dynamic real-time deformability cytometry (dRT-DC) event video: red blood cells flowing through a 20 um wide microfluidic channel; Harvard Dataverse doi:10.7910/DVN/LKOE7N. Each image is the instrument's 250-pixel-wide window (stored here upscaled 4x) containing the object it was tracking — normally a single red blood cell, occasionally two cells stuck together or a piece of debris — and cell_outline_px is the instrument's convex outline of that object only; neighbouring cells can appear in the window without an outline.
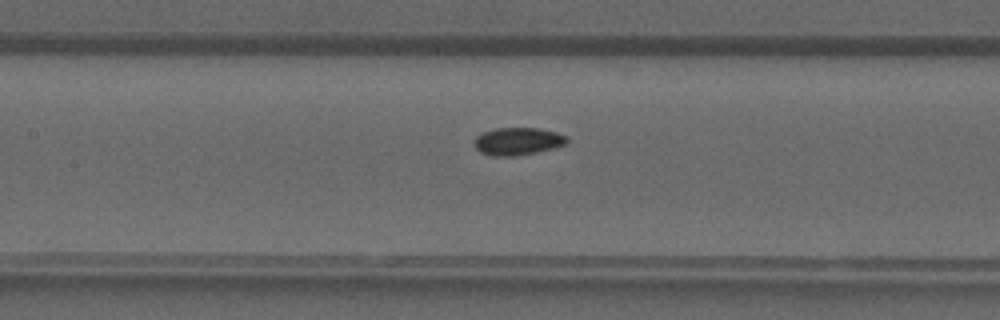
{"species": "common noctule bat (a hibernating species)", "species_latin": "Nyctalus noctula", "temperature_condition": "warm", "stored_images_in_passage": 40, "camera_frame_rate_fps": 3000, "um_per_image_px": 0.085, "animal": {"sex": "male", "forearm_length_mm": 52.5}, "frame": {"image": 1, "passage_image": 19, "time_ms": 6.0, "image_size_px": [1000, 320], "cell_outline_px": [[568, 140], [564, 144], [552, 148], [536, 152], [516, 156], [492, 156], [480, 152], [476, 148], [476, 136], [484, 132], [496, 128], [540, 128], [556, 132], [568, 136]], "centroid_in_image_um": [44.02, 12.0], "position_along_channel_um": 163.4, "area_um2": 14.74}}
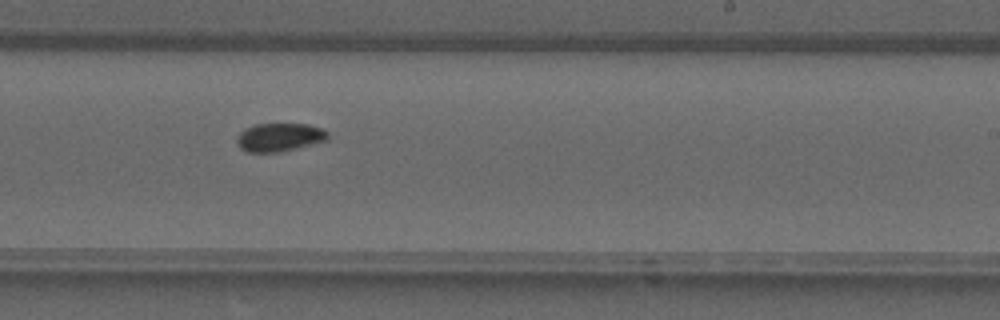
{"frame": {"image": 2, "passage_image": 25, "time_ms": 8.0, "image_size_px": [1000, 320], "cell_outline_px": [[328, 140], [280, 152], [248, 152], [240, 148], [236, 140], [236, 136], [240, 132], [256, 124], [308, 124], [320, 128], [328, 132]], "centroid_in_image_um": [23.75, 11.67], "position_along_channel_um": 265.2, "area_um2": 14.91}}
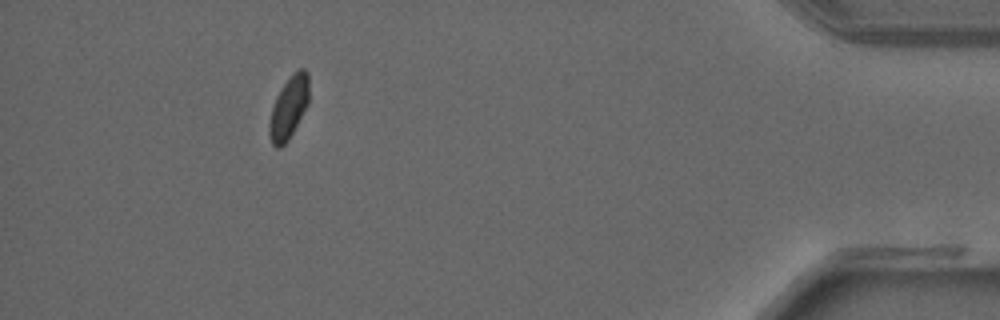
{"frame": {"image": 3, "passage_image": 37, "time_ms": 12.0, "image_size_px": [1000, 320], "cell_outline_px": [[308, 104], [288, 140], [280, 148], [276, 148], [272, 144], [268, 132], [268, 124], [272, 108], [276, 96], [280, 88], [292, 72], [296, 68], [304, 68], [308, 72]], "centroid_in_image_um": [24.53, 9.11], "position_along_channel_um": 410.7, "area_um2": 14.57}}